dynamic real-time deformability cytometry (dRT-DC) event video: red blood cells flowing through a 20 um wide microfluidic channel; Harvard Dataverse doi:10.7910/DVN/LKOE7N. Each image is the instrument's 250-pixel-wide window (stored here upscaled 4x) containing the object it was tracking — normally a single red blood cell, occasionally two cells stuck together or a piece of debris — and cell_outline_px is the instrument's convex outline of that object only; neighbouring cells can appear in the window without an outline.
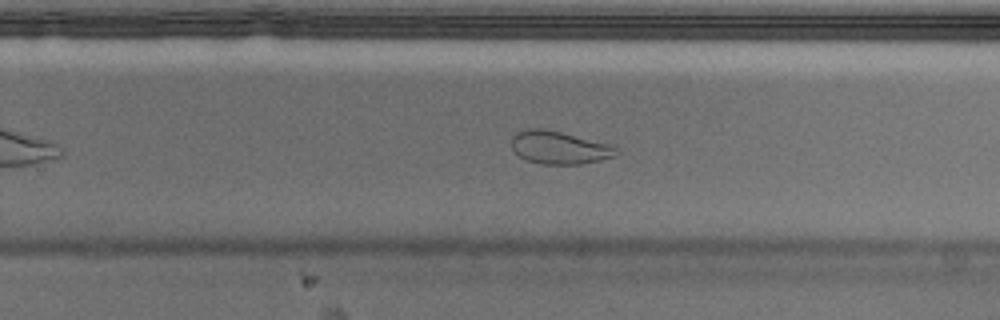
{"species": "Egyptian fruit bat (a non-hibernating species)", "species_latin": "Rousettus aegyptiacus", "temperature_condition": "cold", "stored_images_in_passage": 45, "camera_frame_rate_fps": 3000, "um_per_image_px": 0.085, "animal": {"sex": "male"}, "frame": {"image": 1, "passage_image": 26, "time_ms": 8.333, "image_size_px": [1000, 320], "cell_outline_px": [[620, 152], [616, 156], [600, 160], [580, 164], [540, 164], [524, 160], [512, 148], [512, 136], [516, 132], [528, 128], [544, 128], [608, 144], [616, 148]], "centroid_in_image_um": [47.51, 12.55], "position_along_channel_um": 282.3, "area_um2": 20.0}, "authors_computed_cell_mechanics": {"area_um2": 22.3686, "velocity_mm_per_s": 3.7061, "shape_relaxation_time_tau1_ms": null, "shape_relaxation_time_tau2_ms": 1.6686, "deformation_change_tau1": null, "deformation_change_tau2": 0.065}}